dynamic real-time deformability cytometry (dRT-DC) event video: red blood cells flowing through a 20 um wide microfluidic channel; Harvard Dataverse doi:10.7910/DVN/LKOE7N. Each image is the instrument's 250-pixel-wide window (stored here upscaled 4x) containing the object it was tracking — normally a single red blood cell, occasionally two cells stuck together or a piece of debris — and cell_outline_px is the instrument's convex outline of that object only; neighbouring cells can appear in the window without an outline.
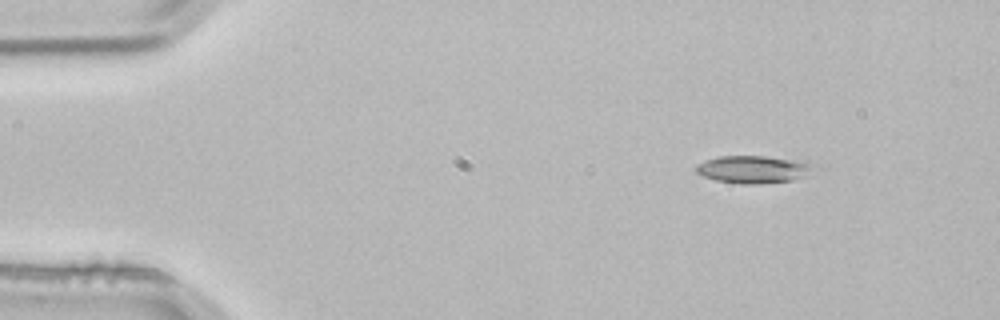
{"species": "common noctule bat (a hibernating species)", "species_latin": "Nyctalus noctula", "temperature_condition": "room temperature", "stored_images_in_passage": 3, "camera_frame_rate_fps": 3000, "um_per_image_px": 0.085, "animal": {"sex": "male", "body_mass_g": 21.5, "forearm_length_mm": 52.0}, "frame": {"image": 1, "passage_image": 1, "time_ms": 0.0, "image_size_px": [1000, 320], "cell_outline_px": [[812, 168], [804, 176], [792, 180], [760, 184], [744, 184], [716, 180], [700, 176], [696, 172], [696, 164], [704, 160], [720, 156], [764, 156], [788, 160], [808, 164]], "centroid_in_image_um": [63.87, 14.41], "position_along_channel_um": 21.1, "area_um2": 18.32}}
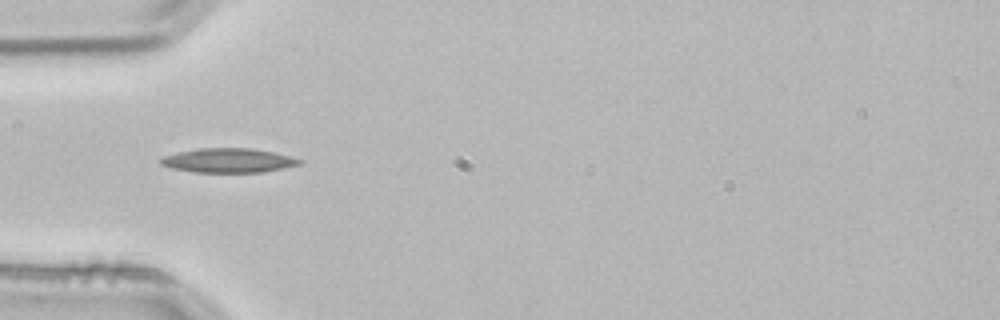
{"frame": {"image": 2, "passage_image": 3, "time_ms": 0.667, "image_size_px": [1000, 320], "cell_outline_px": [[304, 160], [300, 164], [284, 168], [264, 172], [192, 172], [172, 168], [160, 164], [160, 160], [164, 156], [180, 152], [200, 148], [252, 148], [292, 156]], "centroid_in_image_um": [19.45, 13.64], "position_along_channel_um": 65.5, "area_um2": 19.59}}